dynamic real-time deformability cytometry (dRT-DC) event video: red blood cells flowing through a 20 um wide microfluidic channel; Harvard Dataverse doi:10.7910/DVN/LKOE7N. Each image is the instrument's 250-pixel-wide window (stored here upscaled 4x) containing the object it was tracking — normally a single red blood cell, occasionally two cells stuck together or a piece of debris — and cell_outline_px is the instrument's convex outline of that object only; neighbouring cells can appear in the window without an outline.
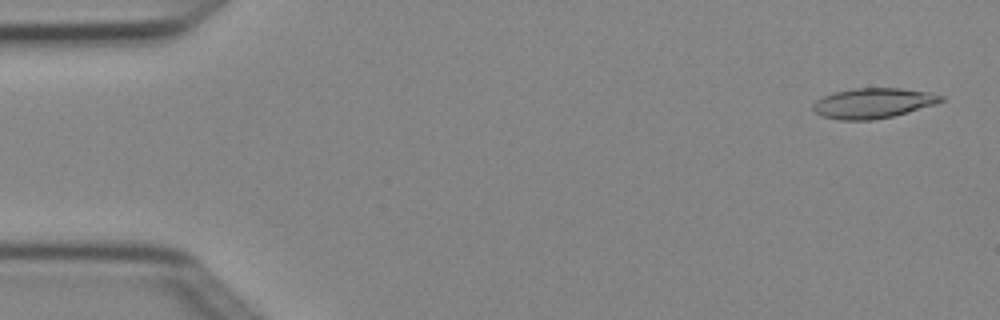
{"species": "Egyptian fruit bat (a non-hibernating species)", "species_latin": "Rousettus aegyptiacus", "temperature_condition": "cold", "stored_images_in_passage": 5, "camera_frame_rate_fps": 3000, "um_per_image_px": 0.085, "animal": {"sex": "female"}, "frame": {"image": 1, "passage_image": 1, "time_ms": 0.0, "image_size_px": [1000, 320], "cell_outline_px": [[944, 100], [936, 104], [908, 112], [892, 116], [872, 120], [840, 120], [820, 116], [812, 108], [812, 104], [816, 100], [832, 92], [852, 88], [900, 88], [928, 92], [944, 96]], "centroid_in_image_um": [74.19, 8.76], "position_along_channel_um": 10.8, "area_um2": 22.6}}
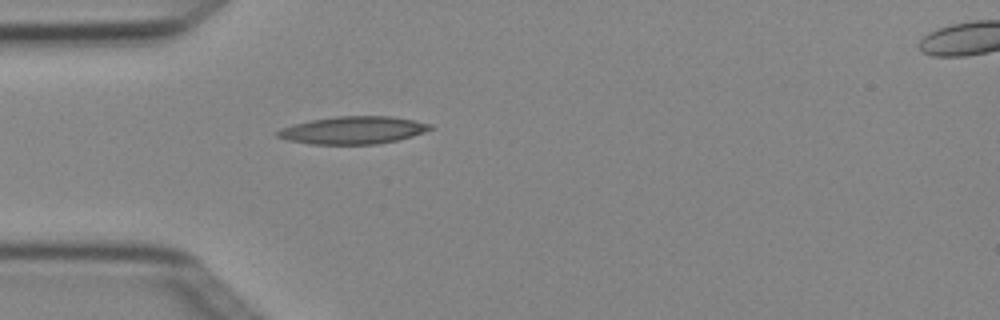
{"frame": {"image": 2, "passage_image": 4, "time_ms": 1.0, "image_size_px": [1000, 320], "cell_outline_px": [[432, 128], [424, 132], [412, 136], [396, 140], [376, 144], [312, 144], [288, 140], [276, 136], [276, 132], [280, 128], [292, 124], [312, 120], [336, 116], [392, 116], [432, 124]], "centroid_in_image_um": [29.98, 11.06], "position_along_channel_um": 55.0, "area_um2": 24.39}}